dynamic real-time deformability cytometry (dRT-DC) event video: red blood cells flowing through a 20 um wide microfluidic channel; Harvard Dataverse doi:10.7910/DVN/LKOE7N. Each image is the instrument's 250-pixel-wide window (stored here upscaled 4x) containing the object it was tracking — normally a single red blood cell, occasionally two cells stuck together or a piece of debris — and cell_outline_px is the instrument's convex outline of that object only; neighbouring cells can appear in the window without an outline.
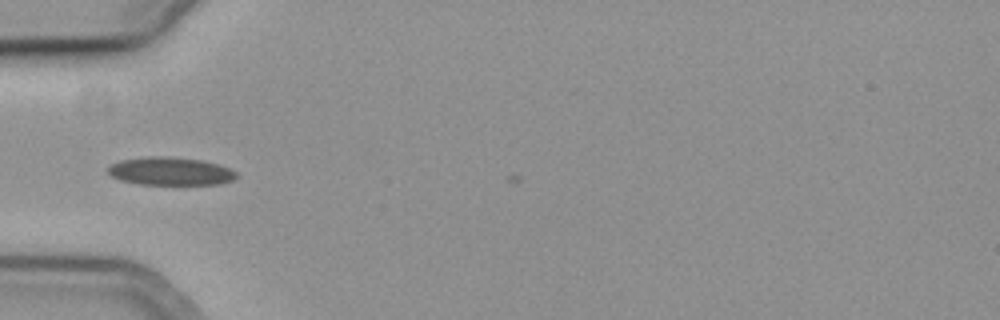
{"species": "common noctule bat (a hibernating species)", "species_latin": "Nyctalus noctula", "temperature_condition": "cold", "stored_images_in_passage": 2, "camera_frame_rate_fps": 3000, "um_per_image_px": 0.085, "animal": {"sex": "female", "body_mass_g": 19.3, "forearm_length_mm": 54.1}, "frame": {"image": 1, "passage_image": 1, "time_ms": 0.0, "image_size_px": [1000, 320], "cell_outline_px": [[236, 176], [232, 180], [220, 184], [140, 184], [120, 180], [112, 176], [108, 172], [108, 168], [112, 164], [120, 160], [148, 156], [164, 156], [200, 160], [220, 164], [236, 172]], "centroid_in_image_um": [14.47, 14.55], "position_along_channel_um": 70.5, "area_um2": 20.81}}